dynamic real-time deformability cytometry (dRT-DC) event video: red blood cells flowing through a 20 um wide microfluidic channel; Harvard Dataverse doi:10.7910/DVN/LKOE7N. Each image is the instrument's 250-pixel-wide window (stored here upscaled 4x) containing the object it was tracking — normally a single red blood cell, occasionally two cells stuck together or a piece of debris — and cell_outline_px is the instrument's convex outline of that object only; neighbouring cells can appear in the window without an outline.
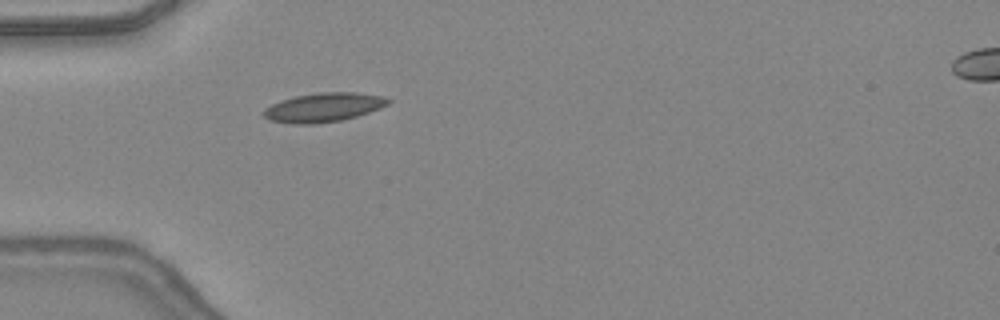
{"species": "common noctule bat (a hibernating species)", "species_latin": "Nyctalus noctula", "temperature_condition": "warm", "stored_images_in_passage": 34, "camera_frame_rate_fps": 3000, "um_per_image_px": 0.085, "animal": {"sex": "female", "body_mass_g": 24.6, "forearm_length_mm": 56.2}, "frame": {"image": 1, "passage_image": 1, "time_ms": 0.0, "image_size_px": [1000, 320], "cell_outline_px": [[392, 100], [388, 104], [380, 108], [356, 116], [340, 120], [312, 124], [292, 124], [268, 120], [260, 112], [264, 108], [272, 104], [296, 96], [320, 92], [356, 92], [384, 96]], "centroid_in_image_um": [27.49, 9.13], "position_along_channel_um": 57.5, "area_um2": 21.04}}
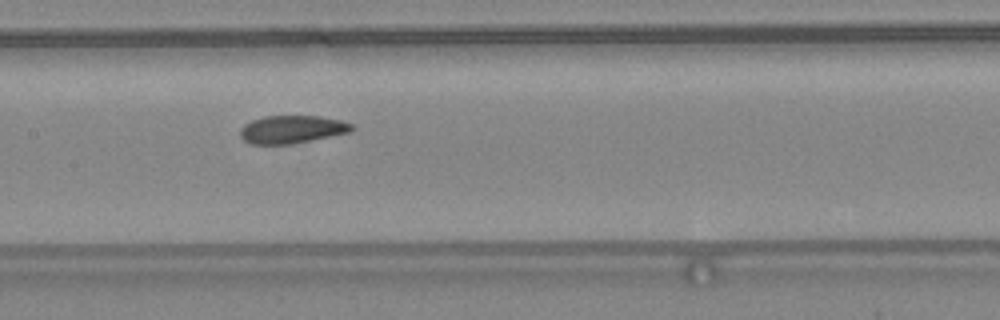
{"frame": {"image": 2, "passage_image": 10, "time_ms": 3.0, "image_size_px": [1000, 320], "cell_outline_px": [[356, 128], [352, 132], [292, 144], [248, 144], [240, 136], [240, 128], [244, 124], [252, 120], [264, 116], [320, 116], [340, 120], [352, 124]], "centroid_in_image_um": [24.82, 11.0], "position_along_channel_um": 182.6, "area_um2": 18.32}}
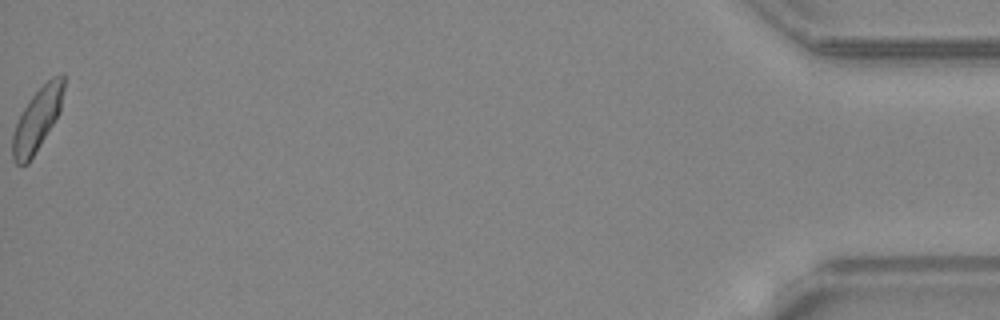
{"frame": {"image": 3, "passage_image": 34, "time_ms": 11.0, "image_size_px": [1000, 320], "cell_outline_px": [[64, 88], [60, 112], [28, 164], [16, 164], [12, 156], [12, 136], [16, 124], [24, 108], [32, 96], [52, 76], [60, 72], [64, 72]], "centroid_in_image_um": [3.18, 10.13], "position_along_channel_um": 432.0, "area_um2": 18.5}, "authors_computed_cell_mechanics": {"area_um2": 18.7272, "velocity_mm_per_s": 4.3788, "shape_relaxation_time_tau1_ms": 8.1349, "shape_relaxation_time_tau2_ms": 1.9445, "deformation_change_tau1": 0.1816, "deformation_change_tau2": 0.0667}}